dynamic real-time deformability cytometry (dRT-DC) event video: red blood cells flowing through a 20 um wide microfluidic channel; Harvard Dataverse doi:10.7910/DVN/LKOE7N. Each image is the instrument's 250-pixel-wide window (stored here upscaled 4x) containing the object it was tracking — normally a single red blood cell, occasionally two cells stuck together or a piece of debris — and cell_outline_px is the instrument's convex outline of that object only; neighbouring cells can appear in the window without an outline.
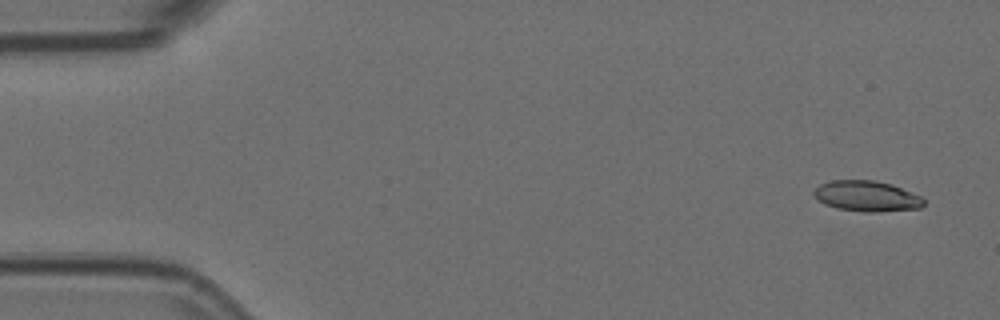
{"species": "Egyptian fruit bat (a non-hibernating species)", "species_latin": "Rousettus aegyptiacus", "temperature_condition": "room temperature", "stored_images_in_passage": 5, "camera_frame_rate_fps": 3000, "um_per_image_px": 0.085, "animal": {"sex": "female"}, "frame": {"image": 1, "passage_image": 1, "time_ms": 0.0, "image_size_px": [1000, 320], "cell_outline_px": [[924, 204], [920, 208], [880, 212], [864, 212], [836, 208], [824, 204], [812, 192], [820, 184], [832, 180], [872, 180], [892, 184], [920, 196], [924, 200]], "centroid_in_image_um": [73.67, 16.67], "position_along_channel_um": 11.3, "area_um2": 19.54}}
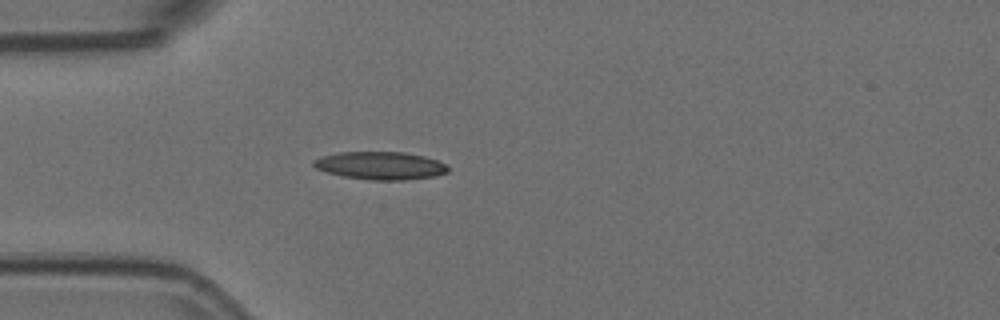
{"frame": {"image": 2, "passage_image": 5, "time_ms": 1.333, "image_size_px": [1000, 320], "cell_outline_px": [[448, 172], [436, 176], [404, 180], [368, 180], [344, 176], [328, 172], [316, 168], [312, 164], [312, 160], [320, 156], [340, 152], [404, 152], [424, 156], [436, 160], [444, 164], [448, 168]], "centroid_in_image_um": [32.31, 14.07], "position_along_channel_um": 52.7, "area_um2": 21.79}}